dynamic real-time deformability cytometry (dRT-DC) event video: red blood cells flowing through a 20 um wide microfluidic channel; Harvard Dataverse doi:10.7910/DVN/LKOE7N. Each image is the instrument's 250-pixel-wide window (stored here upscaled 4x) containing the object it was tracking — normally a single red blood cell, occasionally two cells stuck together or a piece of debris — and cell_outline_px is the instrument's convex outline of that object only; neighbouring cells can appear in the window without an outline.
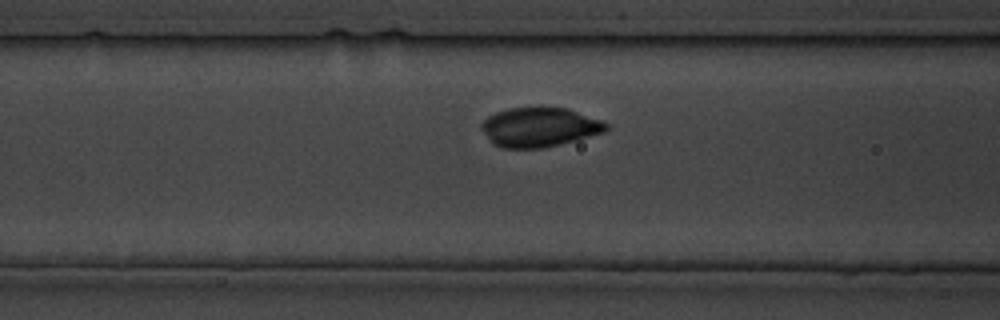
{"species": "common noctule bat (a hibernating species)", "species_latin": "Nyctalus noctula", "temperature_condition": "cold", "stored_images_in_passage": 22, "camera_frame_rate_fps": 3000, "um_per_image_px": 0.085, "animal": {"sex": "male", "body_mass_g": 19.5, "forearm_length_mm": 54.6}, "frame": {"image": 1, "passage_image": 4, "time_ms": 3.333, "image_size_px": [1000, 320], "cell_outline_px": [[608, 128], [604, 132], [576, 140], [544, 148], [504, 148], [492, 144], [480, 128], [480, 124], [488, 116], [496, 112], [512, 108], [568, 108], [604, 120], [608, 124]], "centroid_in_image_um": [45.86, 10.81], "position_along_channel_um": 120.7, "area_um2": 28.67}}
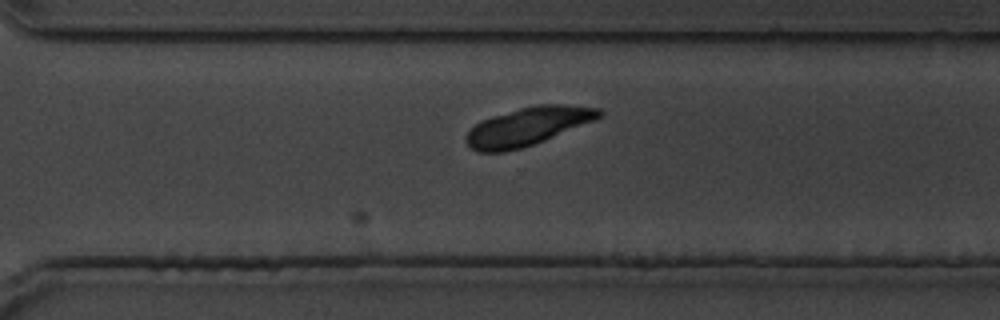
{"frame": {"image": 2, "passage_image": 15, "time_ms": 17.0, "image_size_px": [1000, 320], "cell_outline_px": [[604, 116], [596, 120], [524, 148], [504, 152], [476, 152], [464, 140], [468, 132], [476, 124], [492, 116], [520, 108], [536, 104], [560, 104], [600, 108], [604, 112]], "centroid_in_image_um": [44.9, 10.74], "position_along_channel_um": 325.7, "area_um2": 29.65}}
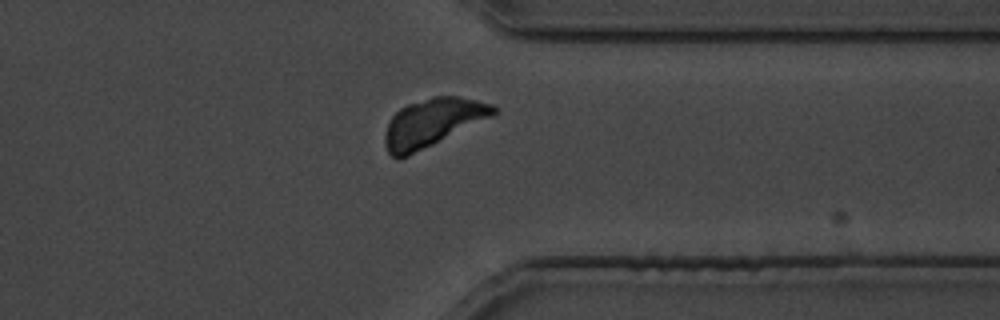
{"frame": {"image": 3, "passage_image": 18, "time_ms": 20.333, "image_size_px": [1000, 320], "cell_outline_px": [[500, 112], [492, 116], [400, 160], [392, 156], [388, 152], [384, 144], [384, 136], [388, 124], [392, 116], [400, 108], [408, 104], [432, 96], [460, 96], [492, 104]], "centroid_in_image_um": [36.75, 10.42], "position_along_channel_um": 374.7, "area_um2": 30.23}}